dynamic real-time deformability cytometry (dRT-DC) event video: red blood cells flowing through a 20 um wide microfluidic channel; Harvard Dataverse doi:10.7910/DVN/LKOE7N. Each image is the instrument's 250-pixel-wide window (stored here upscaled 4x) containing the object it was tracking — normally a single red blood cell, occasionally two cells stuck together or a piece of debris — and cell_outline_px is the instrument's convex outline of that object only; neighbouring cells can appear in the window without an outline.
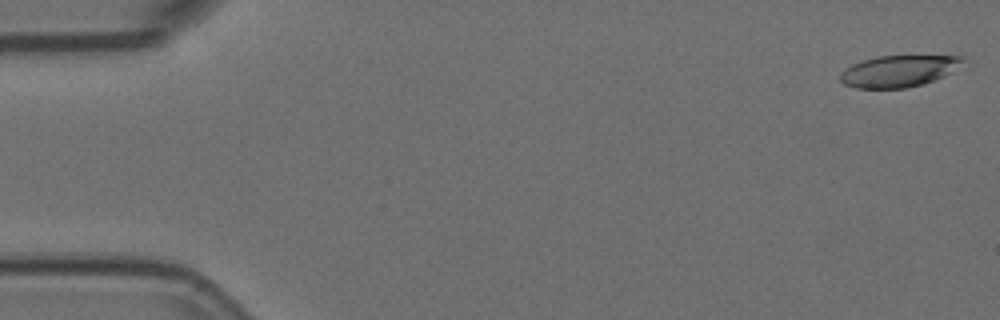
{"species": "Egyptian fruit bat (a non-hibernating species)", "species_latin": "Rousettus aegyptiacus", "temperature_condition": "room temperature", "stored_images_in_passage": 16, "camera_frame_rate_fps": 3000, "um_per_image_px": 0.085, "animal": {"sex": "female"}, "frame": {"image": 1, "passage_image": 1, "time_ms": 0.0, "image_size_px": [1000, 320], "cell_outline_px": [[964, 60], [944, 76], [924, 84], [908, 88], [856, 88], [844, 84], [840, 80], [840, 72], [852, 64], [876, 56], [960, 56]], "centroid_in_image_um": [76.32, 6.05], "position_along_channel_um": 8.7, "area_um2": 22.25}}
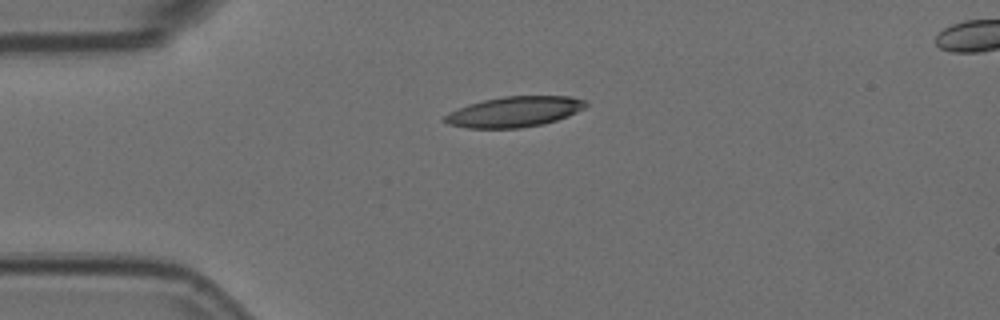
{"frame": {"image": 2, "passage_image": 13, "time_ms": 4.0, "image_size_px": [1000, 320], "cell_outline_px": [[588, 104], [584, 108], [568, 116], [544, 124], [520, 128], [468, 128], [448, 124], [444, 120], [444, 116], [448, 112], [468, 104], [484, 100], [504, 96], [572, 96], [584, 100]], "centroid_in_image_um": [43.72, 9.5], "position_along_channel_um": 41.3, "area_um2": 25.03}}